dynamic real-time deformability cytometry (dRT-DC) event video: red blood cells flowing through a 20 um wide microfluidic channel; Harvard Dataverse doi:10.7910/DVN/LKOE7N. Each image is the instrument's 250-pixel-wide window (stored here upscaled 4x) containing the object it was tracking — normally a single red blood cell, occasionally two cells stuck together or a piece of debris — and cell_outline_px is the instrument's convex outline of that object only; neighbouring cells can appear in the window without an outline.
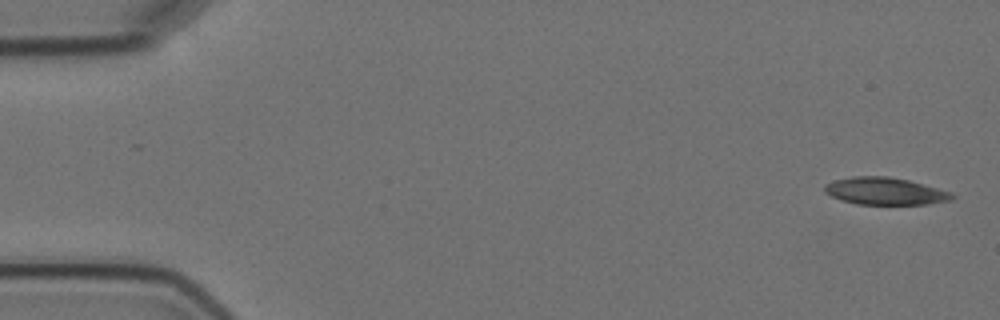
{"species": "Egyptian fruit bat (a non-hibernating species)", "species_latin": "Rousettus aegyptiacus", "temperature_condition": "cold", "stored_images_in_passage": 5, "camera_frame_rate_fps": 3000, "um_per_image_px": 0.085, "animal": {"sex": "female"}, "frame": {"image": 1, "passage_image": 1, "time_ms": 0.0, "image_size_px": [1000, 320], "cell_outline_px": [[956, 196], [952, 200], [928, 204], [856, 204], [840, 200], [824, 192], [824, 184], [836, 180], [852, 176], [888, 176], [908, 180], [952, 192]], "centroid_in_image_um": [75.23, 16.25], "position_along_channel_um": 9.8, "area_um2": 20.29}}
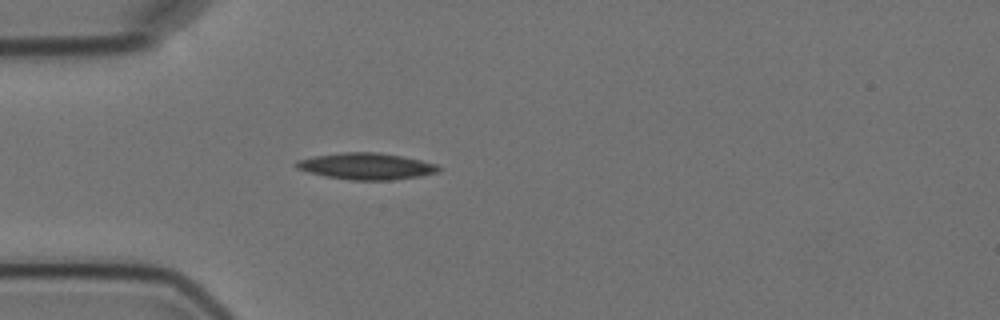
{"frame": {"image": 2, "passage_image": 5, "time_ms": 4.667, "image_size_px": [1000, 320], "cell_outline_px": [[440, 172], [420, 176], [392, 180], [352, 180], [324, 176], [308, 172], [296, 168], [292, 164], [296, 160], [316, 156], [344, 152], [380, 152], [420, 160], [436, 164], [440, 168]], "centroid_in_image_um": [31.11, 14.13], "position_along_channel_um": 53.9, "area_um2": 22.02}}